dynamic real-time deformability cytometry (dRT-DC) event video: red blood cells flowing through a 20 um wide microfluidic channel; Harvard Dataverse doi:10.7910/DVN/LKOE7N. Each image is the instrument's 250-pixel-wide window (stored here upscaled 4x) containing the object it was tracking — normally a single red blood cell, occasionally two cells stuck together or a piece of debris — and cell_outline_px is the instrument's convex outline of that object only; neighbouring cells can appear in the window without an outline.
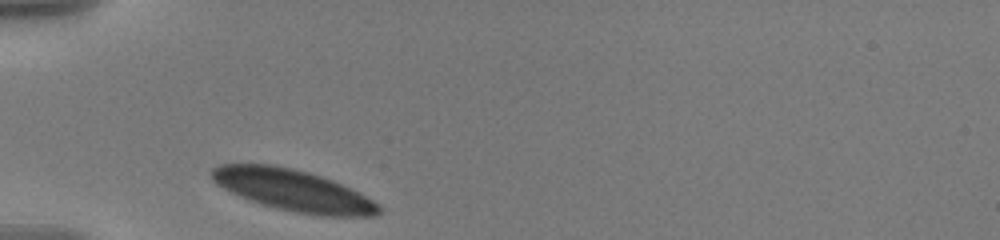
{"species": "human", "species_latin": "Homo sapiens", "temperature_condition": "warm", "stored_images_in_passage": 10, "camera_frame_rate_fps": 3000, "um_per_image_px": 0.085, "donor": {"sex": "male"}, "frame": {"image": 1, "passage_image": 1, "time_ms": 0.0, "image_size_px": [1000, 240], "cell_outline_px": [[384, 208], [380, 212], [372, 216], [320, 216], [296, 212], [276, 208], [248, 200], [216, 184], [212, 180], [208, 172], [212, 168], [220, 164], [276, 164], [308, 172], [332, 180], [380, 204]], "centroid_in_image_um": [24.87, 16.17], "position_along_channel_um": 60.1, "area_um2": 40.29}}
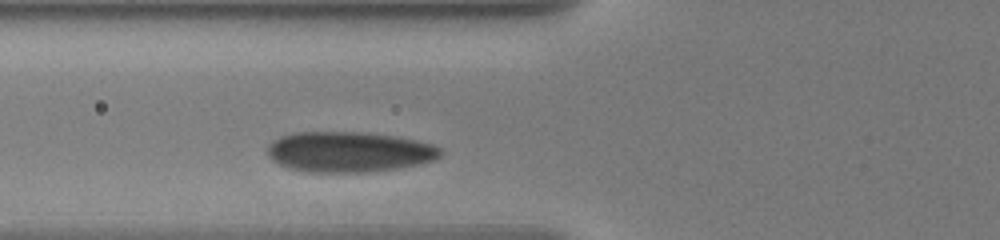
{"frame": {"image": 2, "passage_image": 5, "time_ms": 1.333, "image_size_px": [1000, 240], "cell_outline_px": [[444, 152], [436, 160], [396, 168], [368, 172], [308, 172], [288, 168], [272, 160], [268, 156], [268, 144], [272, 140], [280, 136], [296, 132], [360, 132], [392, 136], [416, 140], [432, 144], [440, 148]], "centroid_in_image_um": [29.64, 12.91], "position_along_channel_um": 96.2, "area_um2": 40.75}}
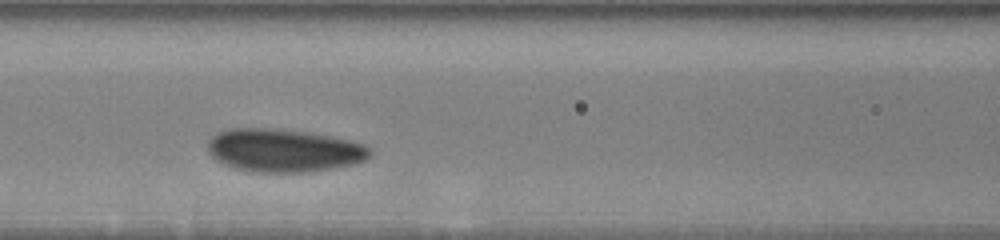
{"frame": {"image": 3, "passage_image": 9, "time_ms": 2.667, "image_size_px": [1000, 240], "cell_outline_px": [[372, 152], [364, 160], [356, 164], [312, 172], [248, 172], [224, 164], [216, 160], [208, 152], [208, 140], [216, 132], [228, 128], [280, 128], [332, 136], [364, 144], [372, 148]], "centroid_in_image_um": [24.11, 12.78], "position_along_channel_um": 142.5, "area_um2": 41.21}}